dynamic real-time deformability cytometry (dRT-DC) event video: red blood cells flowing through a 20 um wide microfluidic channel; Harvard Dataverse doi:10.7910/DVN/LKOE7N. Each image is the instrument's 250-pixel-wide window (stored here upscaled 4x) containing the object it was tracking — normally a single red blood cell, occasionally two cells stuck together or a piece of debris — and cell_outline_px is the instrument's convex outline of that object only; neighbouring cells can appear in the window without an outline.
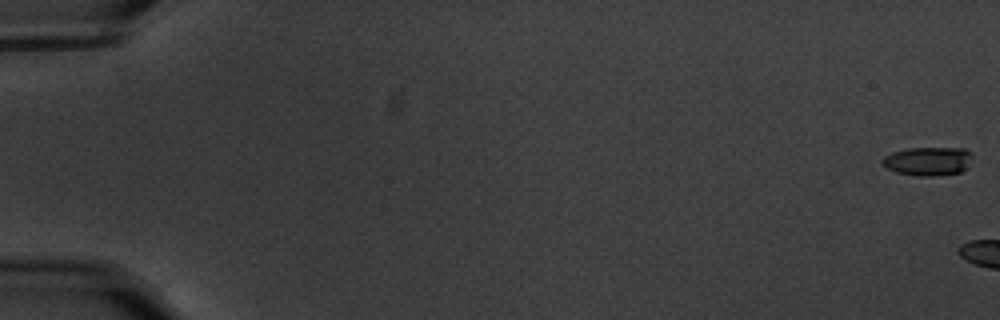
{"species": "common noctule bat (a hibernating species)", "species_latin": "Nyctalus noctula", "temperature_condition": "warm", "stored_images_in_passage": 6, "camera_frame_rate_fps": 3000, "um_per_image_px": 0.085, "animal": {"sex": "male", "body_mass_g": 20.1, "forearm_length_mm": 53.5}, "frame": {"image": 1, "passage_image": 1, "time_ms": 0.0, "image_size_px": [1000, 320], "cell_outline_px": [[972, 164], [960, 172], [936, 176], [916, 176], [896, 172], [888, 168], [880, 160], [884, 156], [892, 152], [908, 148], [964, 148], [972, 152]], "centroid_in_image_um": [78.92, 13.7], "position_along_channel_um": 6.1, "area_um2": 15.26}}